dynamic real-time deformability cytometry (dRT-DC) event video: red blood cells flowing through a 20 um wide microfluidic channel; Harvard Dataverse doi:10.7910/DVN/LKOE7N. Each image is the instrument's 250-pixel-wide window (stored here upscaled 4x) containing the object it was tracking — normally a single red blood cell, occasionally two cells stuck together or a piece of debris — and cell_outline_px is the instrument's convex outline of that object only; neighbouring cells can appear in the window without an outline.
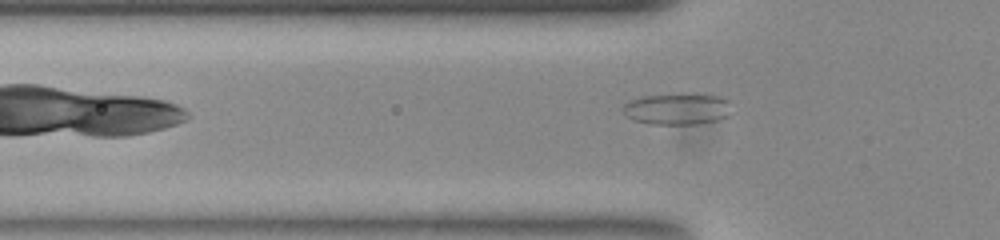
{"species": "common noctule bat (a hibernating species)", "species_latin": "Nyctalus noctula", "temperature_condition": "room temperature", "stored_images_in_passage": 33, "camera_frame_rate_fps": 3000, "um_per_image_px": 0.085, "animal": {"sex": "female", "body_mass_g": 23.0, "forearm_length_mm": 53.4}, "frame": {"image": 1, "passage_image": 2, "time_ms": 0.333, "image_size_px": [1000, 240], "cell_outline_px": [[728, 116], [716, 120], [700, 124], [648, 124], [624, 116], [624, 104], [628, 100], [640, 96], [680, 92], [704, 92], [720, 96], [728, 100]], "centroid_in_image_um": [57.55, 9.21], "position_along_channel_um": 68.2, "area_um2": 20.63}}
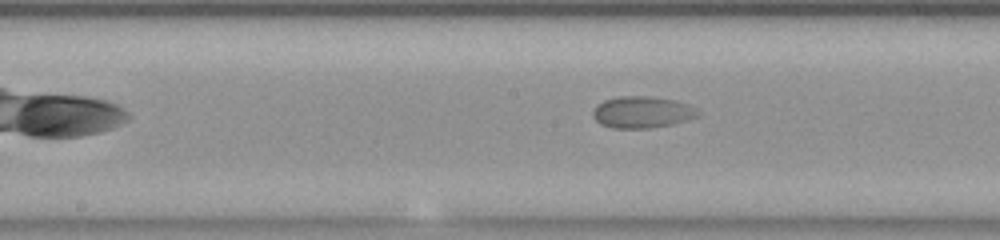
{"frame": {"image": 2, "passage_image": 12, "time_ms": 3.667, "image_size_px": [1000, 240], "cell_outline_px": [[700, 116], [672, 124], [648, 128], [612, 128], [600, 124], [592, 116], [592, 112], [596, 104], [604, 100], [620, 96], [648, 96], [676, 100], [688, 104], [696, 108], [700, 112]], "centroid_in_image_um": [54.58, 9.53], "position_along_channel_um": 193.6, "area_um2": 19.54}}
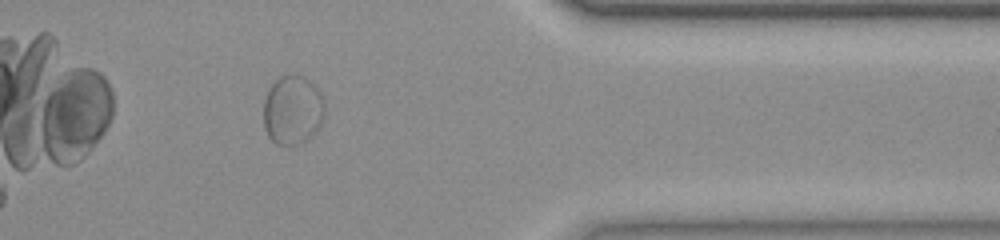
{"frame": {"image": 3, "passage_image": 29, "time_ms": 9.333, "image_size_px": [1000, 240], "cell_outline_px": [[324, 116], [316, 132], [300, 144], [276, 144], [268, 136], [264, 128], [264, 100], [268, 88], [280, 76], [304, 76], [320, 92], [324, 104]], "centroid_in_image_um": [24.86, 9.37], "position_along_channel_um": 386.5, "area_um2": 24.45}}